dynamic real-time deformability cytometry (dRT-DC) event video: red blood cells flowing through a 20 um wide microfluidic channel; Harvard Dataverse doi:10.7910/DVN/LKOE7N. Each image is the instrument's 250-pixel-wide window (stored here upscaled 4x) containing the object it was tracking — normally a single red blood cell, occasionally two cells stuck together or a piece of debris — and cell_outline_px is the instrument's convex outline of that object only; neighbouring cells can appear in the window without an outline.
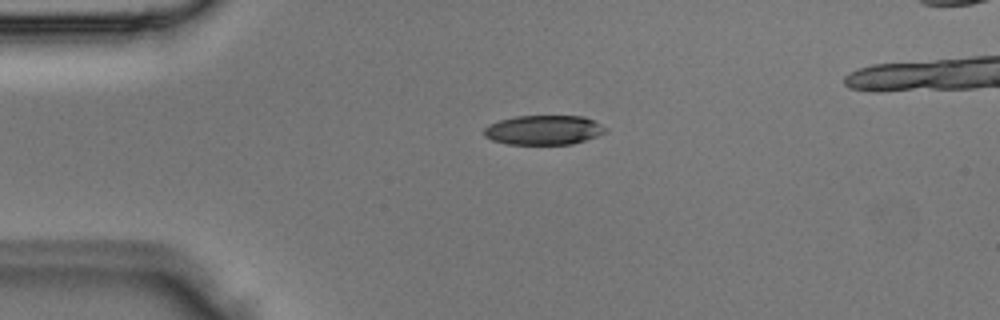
{"species": "Egyptian fruit bat (a non-hibernating species)", "species_latin": "Rousettus aegyptiacus", "temperature_condition": "room temperature", "stored_images_in_passage": 2, "camera_frame_rate_fps": 3000, "um_per_image_px": 0.085, "animal": {"sex": "male"}, "frame": {"image": 1, "passage_image": 1, "time_ms": 0.0, "image_size_px": [1000, 320], "cell_outline_px": [[608, 132], [572, 144], [508, 144], [492, 140], [484, 136], [484, 128], [488, 124], [500, 120], [516, 116], [584, 116], [608, 128]], "centroid_in_image_um": [46.21, 11.05], "position_along_channel_um": 38.8, "area_um2": 20.87}}